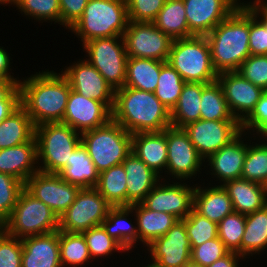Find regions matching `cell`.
Segmentation results:
<instances>
[{
    "mask_svg": "<svg viewBox=\"0 0 267 267\" xmlns=\"http://www.w3.org/2000/svg\"><path fill=\"white\" fill-rule=\"evenodd\" d=\"M200 119L208 121H238L231 113L218 80L205 84L201 95Z\"/></svg>",
    "mask_w": 267,
    "mask_h": 267,
    "instance_id": "obj_38",
    "label": "cell"
},
{
    "mask_svg": "<svg viewBox=\"0 0 267 267\" xmlns=\"http://www.w3.org/2000/svg\"><path fill=\"white\" fill-rule=\"evenodd\" d=\"M205 37L214 70L218 74L238 71L250 56L249 10L237 8Z\"/></svg>",
    "mask_w": 267,
    "mask_h": 267,
    "instance_id": "obj_3",
    "label": "cell"
},
{
    "mask_svg": "<svg viewBox=\"0 0 267 267\" xmlns=\"http://www.w3.org/2000/svg\"><path fill=\"white\" fill-rule=\"evenodd\" d=\"M112 206L95 188L80 189L75 201L59 216V231L82 233L100 226Z\"/></svg>",
    "mask_w": 267,
    "mask_h": 267,
    "instance_id": "obj_10",
    "label": "cell"
},
{
    "mask_svg": "<svg viewBox=\"0 0 267 267\" xmlns=\"http://www.w3.org/2000/svg\"><path fill=\"white\" fill-rule=\"evenodd\" d=\"M189 31L206 36L237 9V0H183Z\"/></svg>",
    "mask_w": 267,
    "mask_h": 267,
    "instance_id": "obj_20",
    "label": "cell"
},
{
    "mask_svg": "<svg viewBox=\"0 0 267 267\" xmlns=\"http://www.w3.org/2000/svg\"><path fill=\"white\" fill-rule=\"evenodd\" d=\"M34 136L35 126L21 105L0 123V149L24 144Z\"/></svg>",
    "mask_w": 267,
    "mask_h": 267,
    "instance_id": "obj_32",
    "label": "cell"
},
{
    "mask_svg": "<svg viewBox=\"0 0 267 267\" xmlns=\"http://www.w3.org/2000/svg\"><path fill=\"white\" fill-rule=\"evenodd\" d=\"M129 217H134L133 222ZM101 226L110 237L119 242L130 254V251L140 245L138 244L137 221L131 206L111 207Z\"/></svg>",
    "mask_w": 267,
    "mask_h": 267,
    "instance_id": "obj_28",
    "label": "cell"
},
{
    "mask_svg": "<svg viewBox=\"0 0 267 267\" xmlns=\"http://www.w3.org/2000/svg\"><path fill=\"white\" fill-rule=\"evenodd\" d=\"M196 184L193 194V209L210 221L219 223L225 216L232 213L233 206L227 191L222 185ZM202 186V187H201Z\"/></svg>",
    "mask_w": 267,
    "mask_h": 267,
    "instance_id": "obj_26",
    "label": "cell"
},
{
    "mask_svg": "<svg viewBox=\"0 0 267 267\" xmlns=\"http://www.w3.org/2000/svg\"><path fill=\"white\" fill-rule=\"evenodd\" d=\"M21 15L37 22H47L61 25V11L59 0H10ZM34 18V19H33Z\"/></svg>",
    "mask_w": 267,
    "mask_h": 267,
    "instance_id": "obj_40",
    "label": "cell"
},
{
    "mask_svg": "<svg viewBox=\"0 0 267 267\" xmlns=\"http://www.w3.org/2000/svg\"><path fill=\"white\" fill-rule=\"evenodd\" d=\"M258 11L262 12V13H266L267 12V0H265L258 8Z\"/></svg>",
    "mask_w": 267,
    "mask_h": 267,
    "instance_id": "obj_59",
    "label": "cell"
},
{
    "mask_svg": "<svg viewBox=\"0 0 267 267\" xmlns=\"http://www.w3.org/2000/svg\"><path fill=\"white\" fill-rule=\"evenodd\" d=\"M228 107L233 116L242 123L255 109L264 90L245 79L238 71L218 74Z\"/></svg>",
    "mask_w": 267,
    "mask_h": 267,
    "instance_id": "obj_19",
    "label": "cell"
},
{
    "mask_svg": "<svg viewBox=\"0 0 267 267\" xmlns=\"http://www.w3.org/2000/svg\"><path fill=\"white\" fill-rule=\"evenodd\" d=\"M128 22L126 0H89L82 16L68 31L83 45L96 38L123 36Z\"/></svg>",
    "mask_w": 267,
    "mask_h": 267,
    "instance_id": "obj_4",
    "label": "cell"
},
{
    "mask_svg": "<svg viewBox=\"0 0 267 267\" xmlns=\"http://www.w3.org/2000/svg\"><path fill=\"white\" fill-rule=\"evenodd\" d=\"M58 175L66 182L77 185L81 189L95 188L99 180V172L82 142L71 154L69 165L64 167Z\"/></svg>",
    "mask_w": 267,
    "mask_h": 267,
    "instance_id": "obj_30",
    "label": "cell"
},
{
    "mask_svg": "<svg viewBox=\"0 0 267 267\" xmlns=\"http://www.w3.org/2000/svg\"><path fill=\"white\" fill-rule=\"evenodd\" d=\"M23 189V182L9 174L0 173V221L3 223L11 215Z\"/></svg>",
    "mask_w": 267,
    "mask_h": 267,
    "instance_id": "obj_46",
    "label": "cell"
},
{
    "mask_svg": "<svg viewBox=\"0 0 267 267\" xmlns=\"http://www.w3.org/2000/svg\"><path fill=\"white\" fill-rule=\"evenodd\" d=\"M61 73L67 78L72 90L87 98L104 103L111 111L114 107L115 90L100 72L86 59H77L65 66Z\"/></svg>",
    "mask_w": 267,
    "mask_h": 267,
    "instance_id": "obj_17",
    "label": "cell"
},
{
    "mask_svg": "<svg viewBox=\"0 0 267 267\" xmlns=\"http://www.w3.org/2000/svg\"><path fill=\"white\" fill-rule=\"evenodd\" d=\"M250 55L267 54V15L257 9L249 10Z\"/></svg>",
    "mask_w": 267,
    "mask_h": 267,
    "instance_id": "obj_45",
    "label": "cell"
},
{
    "mask_svg": "<svg viewBox=\"0 0 267 267\" xmlns=\"http://www.w3.org/2000/svg\"><path fill=\"white\" fill-rule=\"evenodd\" d=\"M60 261L62 267L93 265L85 237L82 233L59 231ZM86 265V266H85Z\"/></svg>",
    "mask_w": 267,
    "mask_h": 267,
    "instance_id": "obj_39",
    "label": "cell"
},
{
    "mask_svg": "<svg viewBox=\"0 0 267 267\" xmlns=\"http://www.w3.org/2000/svg\"><path fill=\"white\" fill-rule=\"evenodd\" d=\"M229 250L224 243L217 237L206 241L200 246L191 248V260L203 267L210 266L212 263L225 256Z\"/></svg>",
    "mask_w": 267,
    "mask_h": 267,
    "instance_id": "obj_49",
    "label": "cell"
},
{
    "mask_svg": "<svg viewBox=\"0 0 267 267\" xmlns=\"http://www.w3.org/2000/svg\"><path fill=\"white\" fill-rule=\"evenodd\" d=\"M81 142L99 173L122 164L132 152V134L113 119L81 133Z\"/></svg>",
    "mask_w": 267,
    "mask_h": 267,
    "instance_id": "obj_6",
    "label": "cell"
},
{
    "mask_svg": "<svg viewBox=\"0 0 267 267\" xmlns=\"http://www.w3.org/2000/svg\"><path fill=\"white\" fill-rule=\"evenodd\" d=\"M4 231V223L0 221V234Z\"/></svg>",
    "mask_w": 267,
    "mask_h": 267,
    "instance_id": "obj_62",
    "label": "cell"
},
{
    "mask_svg": "<svg viewBox=\"0 0 267 267\" xmlns=\"http://www.w3.org/2000/svg\"><path fill=\"white\" fill-rule=\"evenodd\" d=\"M127 176L122 164L99 173L95 189L112 206H127Z\"/></svg>",
    "mask_w": 267,
    "mask_h": 267,
    "instance_id": "obj_37",
    "label": "cell"
},
{
    "mask_svg": "<svg viewBox=\"0 0 267 267\" xmlns=\"http://www.w3.org/2000/svg\"><path fill=\"white\" fill-rule=\"evenodd\" d=\"M185 227L191 248L218 237L217 223L201 216L194 209L185 218Z\"/></svg>",
    "mask_w": 267,
    "mask_h": 267,
    "instance_id": "obj_44",
    "label": "cell"
},
{
    "mask_svg": "<svg viewBox=\"0 0 267 267\" xmlns=\"http://www.w3.org/2000/svg\"><path fill=\"white\" fill-rule=\"evenodd\" d=\"M127 176V206L141 203L150 191L162 180L134 153H130L122 162Z\"/></svg>",
    "mask_w": 267,
    "mask_h": 267,
    "instance_id": "obj_24",
    "label": "cell"
},
{
    "mask_svg": "<svg viewBox=\"0 0 267 267\" xmlns=\"http://www.w3.org/2000/svg\"><path fill=\"white\" fill-rule=\"evenodd\" d=\"M1 4L4 5V7L7 6V5L9 6L10 0H0V5Z\"/></svg>",
    "mask_w": 267,
    "mask_h": 267,
    "instance_id": "obj_61",
    "label": "cell"
},
{
    "mask_svg": "<svg viewBox=\"0 0 267 267\" xmlns=\"http://www.w3.org/2000/svg\"><path fill=\"white\" fill-rule=\"evenodd\" d=\"M241 130L247 134L267 136V91L260 97L252 113L241 123Z\"/></svg>",
    "mask_w": 267,
    "mask_h": 267,
    "instance_id": "obj_50",
    "label": "cell"
},
{
    "mask_svg": "<svg viewBox=\"0 0 267 267\" xmlns=\"http://www.w3.org/2000/svg\"><path fill=\"white\" fill-rule=\"evenodd\" d=\"M157 83L154 93L160 102L171 111L177 104L186 82L168 62L161 61V70Z\"/></svg>",
    "mask_w": 267,
    "mask_h": 267,
    "instance_id": "obj_41",
    "label": "cell"
},
{
    "mask_svg": "<svg viewBox=\"0 0 267 267\" xmlns=\"http://www.w3.org/2000/svg\"><path fill=\"white\" fill-rule=\"evenodd\" d=\"M222 186L235 212L248 215L267 205V186L243 178L227 181Z\"/></svg>",
    "mask_w": 267,
    "mask_h": 267,
    "instance_id": "obj_27",
    "label": "cell"
},
{
    "mask_svg": "<svg viewBox=\"0 0 267 267\" xmlns=\"http://www.w3.org/2000/svg\"><path fill=\"white\" fill-rule=\"evenodd\" d=\"M112 119L130 134L162 132L171 126L170 110L154 92L125 86L115 90Z\"/></svg>",
    "mask_w": 267,
    "mask_h": 267,
    "instance_id": "obj_2",
    "label": "cell"
},
{
    "mask_svg": "<svg viewBox=\"0 0 267 267\" xmlns=\"http://www.w3.org/2000/svg\"><path fill=\"white\" fill-rule=\"evenodd\" d=\"M242 178L267 186V136H257L256 139L254 134L248 133V148Z\"/></svg>",
    "mask_w": 267,
    "mask_h": 267,
    "instance_id": "obj_36",
    "label": "cell"
},
{
    "mask_svg": "<svg viewBox=\"0 0 267 267\" xmlns=\"http://www.w3.org/2000/svg\"><path fill=\"white\" fill-rule=\"evenodd\" d=\"M267 252V205L245 215V230L241 241V256L246 260ZM256 254V255H255Z\"/></svg>",
    "mask_w": 267,
    "mask_h": 267,
    "instance_id": "obj_31",
    "label": "cell"
},
{
    "mask_svg": "<svg viewBox=\"0 0 267 267\" xmlns=\"http://www.w3.org/2000/svg\"><path fill=\"white\" fill-rule=\"evenodd\" d=\"M145 248L148 259L161 267H183L191 259V245L185 219L178 220L164 236L153 240Z\"/></svg>",
    "mask_w": 267,
    "mask_h": 267,
    "instance_id": "obj_18",
    "label": "cell"
},
{
    "mask_svg": "<svg viewBox=\"0 0 267 267\" xmlns=\"http://www.w3.org/2000/svg\"><path fill=\"white\" fill-rule=\"evenodd\" d=\"M17 85L12 79L0 77V105L1 100Z\"/></svg>",
    "mask_w": 267,
    "mask_h": 267,
    "instance_id": "obj_56",
    "label": "cell"
},
{
    "mask_svg": "<svg viewBox=\"0 0 267 267\" xmlns=\"http://www.w3.org/2000/svg\"><path fill=\"white\" fill-rule=\"evenodd\" d=\"M152 23L172 40L194 36L189 31L183 0H166Z\"/></svg>",
    "mask_w": 267,
    "mask_h": 267,
    "instance_id": "obj_35",
    "label": "cell"
},
{
    "mask_svg": "<svg viewBox=\"0 0 267 267\" xmlns=\"http://www.w3.org/2000/svg\"><path fill=\"white\" fill-rule=\"evenodd\" d=\"M24 188L50 207L58 217L75 201L81 189L77 185L66 182L56 173L41 171L32 175L24 184Z\"/></svg>",
    "mask_w": 267,
    "mask_h": 267,
    "instance_id": "obj_15",
    "label": "cell"
},
{
    "mask_svg": "<svg viewBox=\"0 0 267 267\" xmlns=\"http://www.w3.org/2000/svg\"><path fill=\"white\" fill-rule=\"evenodd\" d=\"M167 62L185 82L208 84L218 78L205 36L194 35L173 40Z\"/></svg>",
    "mask_w": 267,
    "mask_h": 267,
    "instance_id": "obj_7",
    "label": "cell"
},
{
    "mask_svg": "<svg viewBox=\"0 0 267 267\" xmlns=\"http://www.w3.org/2000/svg\"><path fill=\"white\" fill-rule=\"evenodd\" d=\"M38 171L35 136L24 144L0 149V173L9 174L25 184Z\"/></svg>",
    "mask_w": 267,
    "mask_h": 267,
    "instance_id": "obj_23",
    "label": "cell"
},
{
    "mask_svg": "<svg viewBox=\"0 0 267 267\" xmlns=\"http://www.w3.org/2000/svg\"><path fill=\"white\" fill-rule=\"evenodd\" d=\"M161 70V61L128 57L125 87L155 92Z\"/></svg>",
    "mask_w": 267,
    "mask_h": 267,
    "instance_id": "obj_34",
    "label": "cell"
},
{
    "mask_svg": "<svg viewBox=\"0 0 267 267\" xmlns=\"http://www.w3.org/2000/svg\"><path fill=\"white\" fill-rule=\"evenodd\" d=\"M183 267H203V266L190 259Z\"/></svg>",
    "mask_w": 267,
    "mask_h": 267,
    "instance_id": "obj_60",
    "label": "cell"
},
{
    "mask_svg": "<svg viewBox=\"0 0 267 267\" xmlns=\"http://www.w3.org/2000/svg\"><path fill=\"white\" fill-rule=\"evenodd\" d=\"M218 238L225 247L241 256V241L245 230V215L233 211L218 224Z\"/></svg>",
    "mask_w": 267,
    "mask_h": 267,
    "instance_id": "obj_43",
    "label": "cell"
},
{
    "mask_svg": "<svg viewBox=\"0 0 267 267\" xmlns=\"http://www.w3.org/2000/svg\"><path fill=\"white\" fill-rule=\"evenodd\" d=\"M132 153L166 180L168 156L166 129L162 132L132 134Z\"/></svg>",
    "mask_w": 267,
    "mask_h": 267,
    "instance_id": "obj_25",
    "label": "cell"
},
{
    "mask_svg": "<svg viewBox=\"0 0 267 267\" xmlns=\"http://www.w3.org/2000/svg\"><path fill=\"white\" fill-rule=\"evenodd\" d=\"M142 265V267H161L160 265H158L156 262H153V261H147V259H146V264L145 265H143V263L141 264ZM141 265H139V266H136V267H141Z\"/></svg>",
    "mask_w": 267,
    "mask_h": 267,
    "instance_id": "obj_58",
    "label": "cell"
},
{
    "mask_svg": "<svg viewBox=\"0 0 267 267\" xmlns=\"http://www.w3.org/2000/svg\"><path fill=\"white\" fill-rule=\"evenodd\" d=\"M30 76V77H29ZM19 80L20 105L34 126L62 122L70 94V83L60 72L45 69Z\"/></svg>",
    "mask_w": 267,
    "mask_h": 267,
    "instance_id": "obj_1",
    "label": "cell"
},
{
    "mask_svg": "<svg viewBox=\"0 0 267 267\" xmlns=\"http://www.w3.org/2000/svg\"><path fill=\"white\" fill-rule=\"evenodd\" d=\"M11 60L13 59H11L9 52H7V50L4 49V47L0 46V77L12 79L18 84L20 79L19 77L15 78L13 76L14 73H12V66H11L12 62H10Z\"/></svg>",
    "mask_w": 267,
    "mask_h": 267,
    "instance_id": "obj_54",
    "label": "cell"
},
{
    "mask_svg": "<svg viewBox=\"0 0 267 267\" xmlns=\"http://www.w3.org/2000/svg\"><path fill=\"white\" fill-rule=\"evenodd\" d=\"M183 130L204 161L242 131L239 121H208L203 119L184 126Z\"/></svg>",
    "mask_w": 267,
    "mask_h": 267,
    "instance_id": "obj_14",
    "label": "cell"
},
{
    "mask_svg": "<svg viewBox=\"0 0 267 267\" xmlns=\"http://www.w3.org/2000/svg\"><path fill=\"white\" fill-rule=\"evenodd\" d=\"M128 19L133 22H153L166 0H126Z\"/></svg>",
    "mask_w": 267,
    "mask_h": 267,
    "instance_id": "obj_48",
    "label": "cell"
},
{
    "mask_svg": "<svg viewBox=\"0 0 267 267\" xmlns=\"http://www.w3.org/2000/svg\"><path fill=\"white\" fill-rule=\"evenodd\" d=\"M265 0H252V1H244L237 0V8L240 10H253L257 9Z\"/></svg>",
    "mask_w": 267,
    "mask_h": 267,
    "instance_id": "obj_57",
    "label": "cell"
},
{
    "mask_svg": "<svg viewBox=\"0 0 267 267\" xmlns=\"http://www.w3.org/2000/svg\"><path fill=\"white\" fill-rule=\"evenodd\" d=\"M22 251L21 239L5 231L0 234V267H21Z\"/></svg>",
    "mask_w": 267,
    "mask_h": 267,
    "instance_id": "obj_51",
    "label": "cell"
},
{
    "mask_svg": "<svg viewBox=\"0 0 267 267\" xmlns=\"http://www.w3.org/2000/svg\"><path fill=\"white\" fill-rule=\"evenodd\" d=\"M137 221L139 243L146 248L153 240L164 236L166 232L179 220L165 212L147 209L142 203L132 204Z\"/></svg>",
    "mask_w": 267,
    "mask_h": 267,
    "instance_id": "obj_29",
    "label": "cell"
},
{
    "mask_svg": "<svg viewBox=\"0 0 267 267\" xmlns=\"http://www.w3.org/2000/svg\"><path fill=\"white\" fill-rule=\"evenodd\" d=\"M241 259V260H240ZM240 262L245 259L236 252L229 251L225 256L221 257L210 266L207 267H239Z\"/></svg>",
    "mask_w": 267,
    "mask_h": 267,
    "instance_id": "obj_55",
    "label": "cell"
},
{
    "mask_svg": "<svg viewBox=\"0 0 267 267\" xmlns=\"http://www.w3.org/2000/svg\"><path fill=\"white\" fill-rule=\"evenodd\" d=\"M23 251L21 267H62L60 261L59 230L21 239Z\"/></svg>",
    "mask_w": 267,
    "mask_h": 267,
    "instance_id": "obj_22",
    "label": "cell"
},
{
    "mask_svg": "<svg viewBox=\"0 0 267 267\" xmlns=\"http://www.w3.org/2000/svg\"><path fill=\"white\" fill-rule=\"evenodd\" d=\"M123 40L128 57L167 62L173 40L152 22L129 21Z\"/></svg>",
    "mask_w": 267,
    "mask_h": 267,
    "instance_id": "obj_12",
    "label": "cell"
},
{
    "mask_svg": "<svg viewBox=\"0 0 267 267\" xmlns=\"http://www.w3.org/2000/svg\"><path fill=\"white\" fill-rule=\"evenodd\" d=\"M39 171L58 174L69 165L71 154L81 143V134L63 122L35 127Z\"/></svg>",
    "mask_w": 267,
    "mask_h": 267,
    "instance_id": "obj_5",
    "label": "cell"
},
{
    "mask_svg": "<svg viewBox=\"0 0 267 267\" xmlns=\"http://www.w3.org/2000/svg\"><path fill=\"white\" fill-rule=\"evenodd\" d=\"M238 72L255 86L267 91V54L250 55L241 64Z\"/></svg>",
    "mask_w": 267,
    "mask_h": 267,
    "instance_id": "obj_47",
    "label": "cell"
},
{
    "mask_svg": "<svg viewBox=\"0 0 267 267\" xmlns=\"http://www.w3.org/2000/svg\"><path fill=\"white\" fill-rule=\"evenodd\" d=\"M82 234L85 237L93 262L97 260V263L101 257L103 259L113 257L115 252H127L128 254V251L114 238L110 237L101 225L83 231Z\"/></svg>",
    "mask_w": 267,
    "mask_h": 267,
    "instance_id": "obj_42",
    "label": "cell"
},
{
    "mask_svg": "<svg viewBox=\"0 0 267 267\" xmlns=\"http://www.w3.org/2000/svg\"><path fill=\"white\" fill-rule=\"evenodd\" d=\"M204 83L186 82L177 104L170 111L171 126L183 128L200 119Z\"/></svg>",
    "mask_w": 267,
    "mask_h": 267,
    "instance_id": "obj_33",
    "label": "cell"
},
{
    "mask_svg": "<svg viewBox=\"0 0 267 267\" xmlns=\"http://www.w3.org/2000/svg\"><path fill=\"white\" fill-rule=\"evenodd\" d=\"M20 106V87L17 84L2 100L0 105V123Z\"/></svg>",
    "mask_w": 267,
    "mask_h": 267,
    "instance_id": "obj_53",
    "label": "cell"
},
{
    "mask_svg": "<svg viewBox=\"0 0 267 267\" xmlns=\"http://www.w3.org/2000/svg\"><path fill=\"white\" fill-rule=\"evenodd\" d=\"M247 135L245 131H241L233 140L204 161L206 170L203 174L205 173L209 177L211 175V178H214L210 180L212 183L209 182V184L223 185L227 181L242 178L243 164L248 148V142H244L248 141Z\"/></svg>",
    "mask_w": 267,
    "mask_h": 267,
    "instance_id": "obj_16",
    "label": "cell"
},
{
    "mask_svg": "<svg viewBox=\"0 0 267 267\" xmlns=\"http://www.w3.org/2000/svg\"><path fill=\"white\" fill-rule=\"evenodd\" d=\"M160 182L141 203L149 210L165 212L179 220L185 219L193 209V194L196 184L194 186L189 181L177 182L163 179Z\"/></svg>",
    "mask_w": 267,
    "mask_h": 267,
    "instance_id": "obj_13",
    "label": "cell"
},
{
    "mask_svg": "<svg viewBox=\"0 0 267 267\" xmlns=\"http://www.w3.org/2000/svg\"><path fill=\"white\" fill-rule=\"evenodd\" d=\"M85 59L94 66L114 90L124 87L128 55L123 36L96 38L82 47Z\"/></svg>",
    "mask_w": 267,
    "mask_h": 267,
    "instance_id": "obj_9",
    "label": "cell"
},
{
    "mask_svg": "<svg viewBox=\"0 0 267 267\" xmlns=\"http://www.w3.org/2000/svg\"><path fill=\"white\" fill-rule=\"evenodd\" d=\"M89 0H59L61 11V26L70 29L82 16Z\"/></svg>",
    "mask_w": 267,
    "mask_h": 267,
    "instance_id": "obj_52",
    "label": "cell"
},
{
    "mask_svg": "<svg viewBox=\"0 0 267 267\" xmlns=\"http://www.w3.org/2000/svg\"><path fill=\"white\" fill-rule=\"evenodd\" d=\"M166 141L168 149L166 179L192 182L193 178L197 181L195 180L197 174L200 179L201 171L205 170L204 159L198 154L183 128L173 126L166 128Z\"/></svg>",
    "mask_w": 267,
    "mask_h": 267,
    "instance_id": "obj_11",
    "label": "cell"
},
{
    "mask_svg": "<svg viewBox=\"0 0 267 267\" xmlns=\"http://www.w3.org/2000/svg\"><path fill=\"white\" fill-rule=\"evenodd\" d=\"M112 119V111L102 102L70 90L63 123L80 134L103 126Z\"/></svg>",
    "mask_w": 267,
    "mask_h": 267,
    "instance_id": "obj_21",
    "label": "cell"
},
{
    "mask_svg": "<svg viewBox=\"0 0 267 267\" xmlns=\"http://www.w3.org/2000/svg\"><path fill=\"white\" fill-rule=\"evenodd\" d=\"M58 226L59 217L56 213L24 188L11 215L4 222V231L10 236L23 239L55 232Z\"/></svg>",
    "mask_w": 267,
    "mask_h": 267,
    "instance_id": "obj_8",
    "label": "cell"
}]
</instances>
